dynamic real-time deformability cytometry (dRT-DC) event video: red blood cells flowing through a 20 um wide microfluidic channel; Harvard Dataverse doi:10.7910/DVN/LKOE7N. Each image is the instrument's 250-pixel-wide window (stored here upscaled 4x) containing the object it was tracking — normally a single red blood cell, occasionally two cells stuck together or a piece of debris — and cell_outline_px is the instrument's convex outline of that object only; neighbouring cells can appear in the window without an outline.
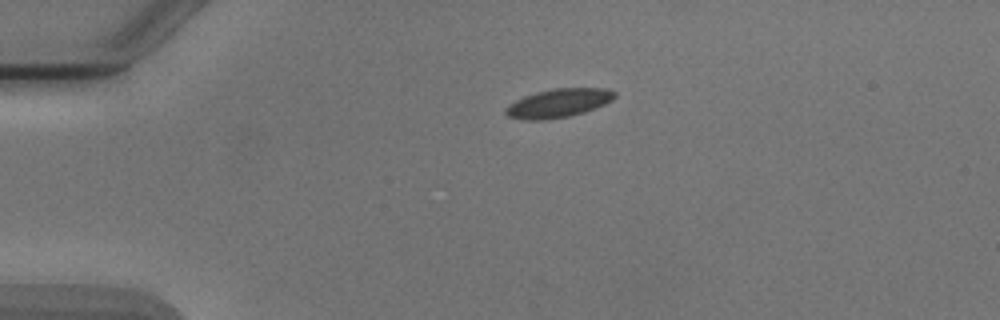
{"species": "Egyptian fruit bat (a non-hibernating species)", "species_latin": "Rousettus aegyptiacus", "temperature_condition": "cold", "stored_images_in_passage": 2, "camera_frame_rate_fps": 3000, "um_per_image_px": 0.085, "animal": {"sex": "male"}, "frame": {"image": 1, "passage_image": 1, "time_ms": 0.0, "image_size_px": [1000, 320], "cell_outline_px": [[616, 96], [612, 100], [604, 104], [584, 112], [568, 116], [544, 120], [524, 120], [508, 116], [504, 112], [504, 108], [508, 104], [524, 96], [536, 92], [556, 88], [604, 88], [616, 92]], "centroid_in_image_um": [47.44, 8.76], "position_along_channel_um": 37.6, "area_um2": 18.15}}